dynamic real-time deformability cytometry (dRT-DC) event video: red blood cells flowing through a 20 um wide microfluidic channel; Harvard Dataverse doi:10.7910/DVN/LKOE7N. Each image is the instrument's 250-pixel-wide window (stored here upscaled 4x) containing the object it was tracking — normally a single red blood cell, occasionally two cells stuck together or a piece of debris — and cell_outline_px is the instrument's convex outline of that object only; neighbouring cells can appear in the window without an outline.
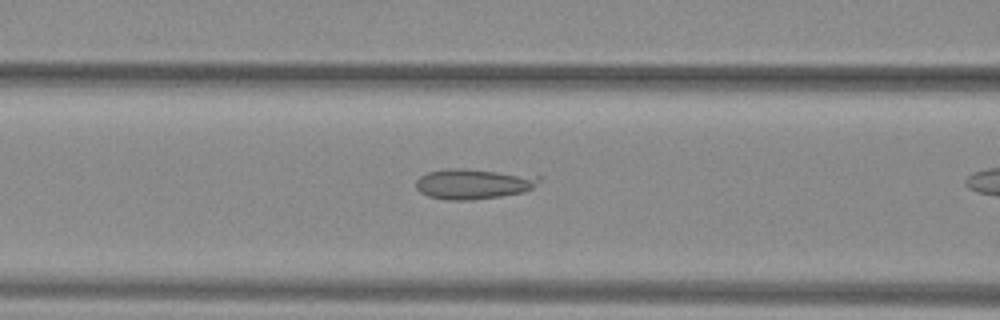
{"species": "common noctule bat (a hibernating species)", "species_latin": "Nyctalus noctula", "temperature_condition": "warm", "stored_images_in_passage": 27, "camera_frame_rate_fps": 3000, "um_per_image_px": 0.085, "animal": {"sex": "female", "body_mass_g": 29.2, "forearm_length_mm": 56.3}, "frame": {"image": 1, "passage_image": 23, "time_ms": 7.333, "image_size_px": [1000, 320], "cell_outline_px": [[540, 180], [532, 188], [524, 192], [500, 196], [472, 200], [448, 200], [428, 196], [420, 192], [416, 188], [416, 180], [420, 176], [428, 172], [452, 168], [464, 168], [540, 176]], "centroid_in_image_um": [40.21, 15.63], "position_along_channel_um": 126.4, "area_um2": 21.62}}